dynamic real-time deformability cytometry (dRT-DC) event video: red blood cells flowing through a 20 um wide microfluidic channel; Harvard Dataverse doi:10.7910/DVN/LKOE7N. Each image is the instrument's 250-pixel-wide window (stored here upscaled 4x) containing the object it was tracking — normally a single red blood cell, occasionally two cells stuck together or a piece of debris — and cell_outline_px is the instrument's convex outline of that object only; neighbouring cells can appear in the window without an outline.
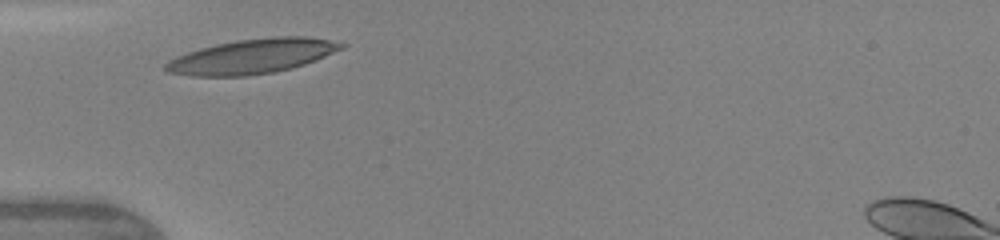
{"species": "human", "species_latin": "Homo sapiens", "temperature_condition": "warm", "stored_images_in_passage": 2, "camera_frame_rate_fps": 3000, "um_per_image_px": 0.085, "donor": {"sex": "female"}, "frame": {"image": 1, "passage_image": 1, "time_ms": 0.0, "image_size_px": [1000, 240], "cell_outline_px": [[348, 44], [344, 48], [304, 64], [292, 68], [272, 72], [244, 76], [192, 76], [168, 72], [164, 68], [164, 64], [168, 60], [176, 56], [200, 48], [216, 44], [236, 40], [276, 36], [308, 36]], "centroid_in_image_um": [21.41, 4.78], "position_along_channel_um": 63.6, "area_um2": 35.32}}